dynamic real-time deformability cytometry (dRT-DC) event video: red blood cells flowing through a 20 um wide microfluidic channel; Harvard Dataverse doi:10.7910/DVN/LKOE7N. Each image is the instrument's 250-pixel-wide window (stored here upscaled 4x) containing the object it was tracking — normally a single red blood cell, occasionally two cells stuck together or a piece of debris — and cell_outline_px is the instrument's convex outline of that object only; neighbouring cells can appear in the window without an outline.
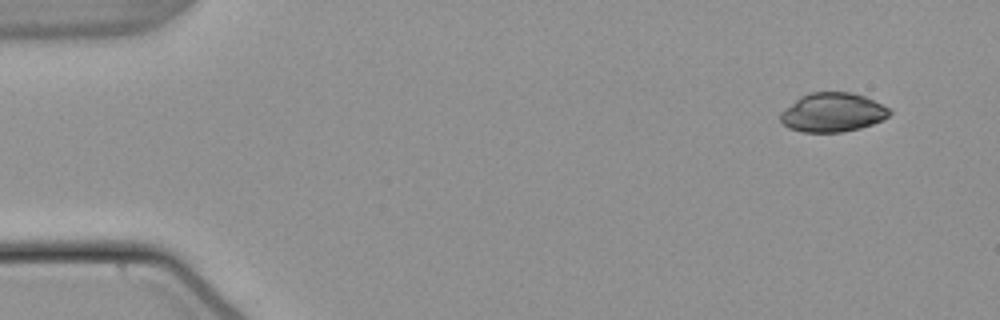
{"species": "common noctule bat (a hibernating species)", "species_latin": "Nyctalus noctula", "temperature_condition": "warm", "stored_images_in_passage": 51, "camera_frame_rate_fps": 3000, "um_per_image_px": 0.085, "animal": {"sex": "male", "body_mass_g": 21.5, "forearm_length_mm": 52.0}, "frame": {"image": 1, "passage_image": 1, "time_ms": 0.0, "image_size_px": [1000, 320], "cell_outline_px": [[892, 112], [884, 120], [860, 128], [840, 132], [800, 132], [788, 128], [780, 120], [780, 112], [784, 108], [800, 96], [812, 92], [852, 92], [864, 96], [888, 108]], "centroid_in_image_um": [70.74, 9.56], "position_along_channel_um": 14.3, "area_um2": 24.85}}
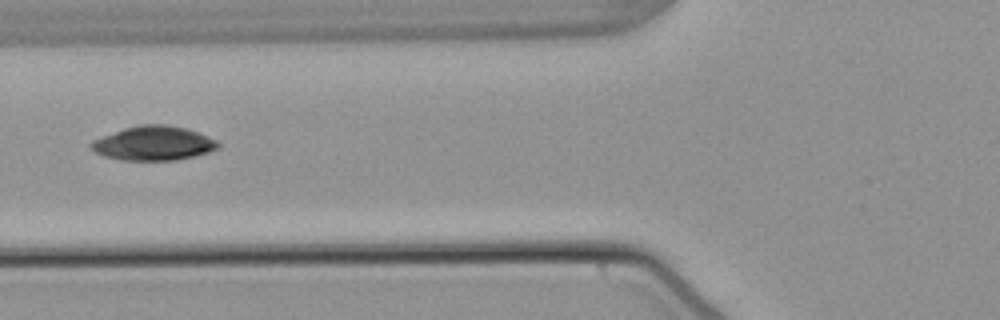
{"frame": {"image": 2, "passage_image": 18, "time_ms": 5.667, "image_size_px": [1000, 320], "cell_outline_px": [[220, 144], [216, 148], [208, 152], [196, 156], [176, 160], [120, 160], [104, 156], [96, 152], [88, 144], [92, 140], [100, 136], [124, 128], [140, 124], [168, 124], [188, 128], [200, 132], [216, 140]], "centroid_in_image_um": [13.04, 12.16], "position_along_channel_um": 112.8, "area_um2": 25.61}}
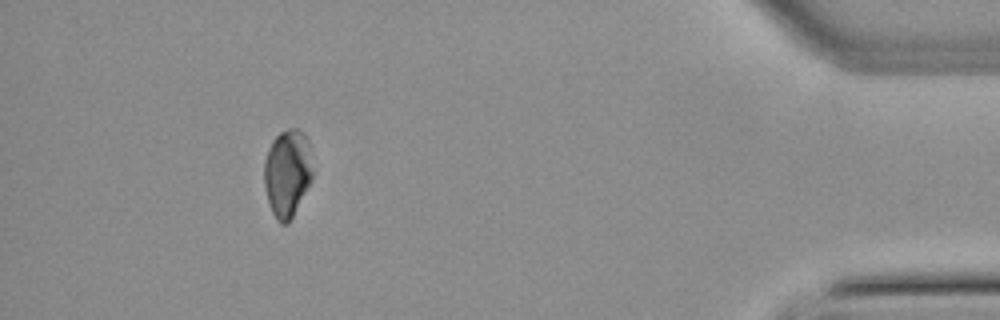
{"frame": {"image": 3, "passage_image": 46, "time_ms": 15.0, "image_size_px": [1000, 320], "cell_outline_px": [[312, 180], [288, 224], [280, 224], [276, 220], [272, 212], [268, 200], [264, 184], [264, 160], [268, 148], [272, 140], [280, 132], [288, 128], [296, 128], [304, 132], [308, 140], [312, 172]], "centroid_in_image_um": [24.41, 14.69], "position_along_channel_um": 410.8, "area_um2": 24.8}, "authors_computed_cell_mechanics": {"area_um2": 25.3164, "velocity_mm_per_s": 3.8232, "shape_relaxation_time_tau1_ms": 4.3703, "shape_relaxation_time_tau2_ms": null, "deformation_change_tau1": 0.0963, "deformation_change_tau2": null}}